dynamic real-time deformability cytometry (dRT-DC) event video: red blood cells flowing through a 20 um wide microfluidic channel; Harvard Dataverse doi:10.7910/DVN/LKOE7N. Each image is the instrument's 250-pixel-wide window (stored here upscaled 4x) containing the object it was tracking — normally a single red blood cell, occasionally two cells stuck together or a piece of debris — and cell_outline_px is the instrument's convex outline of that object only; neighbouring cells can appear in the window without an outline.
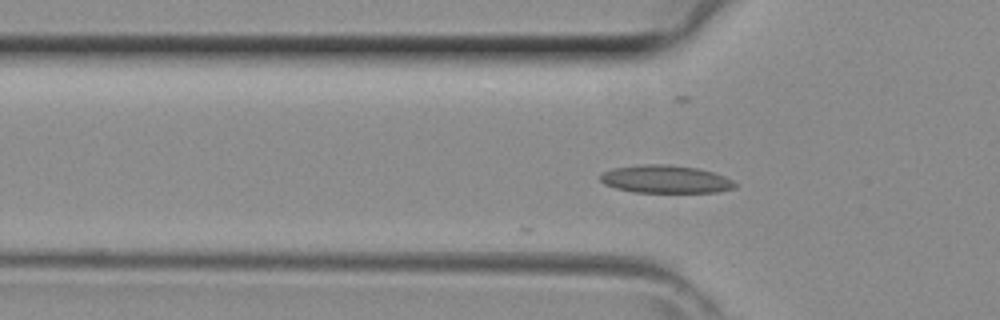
{"species": "common noctule bat (a hibernating species)", "species_latin": "Nyctalus noctula", "temperature_condition": "room temperature", "stored_images_in_passage": 2, "camera_frame_rate_fps": 3000, "um_per_image_px": 0.085, "animal": {"sex": "female", "body_mass_g": 29.2, "forearm_length_mm": 56.3}, "frame": {"image": 1, "passage_image": 2, "time_ms": 0.333, "image_size_px": [1000, 320], "cell_outline_px": [[736, 188], [720, 192], [632, 192], [616, 188], [604, 184], [600, 180], [600, 172], [612, 168], [640, 164], [668, 164], [696, 168], [712, 172], [724, 176], [732, 180], [736, 184]], "centroid_in_image_um": [56.54, 15.23], "position_along_channel_um": 69.3, "area_um2": 22.02}}